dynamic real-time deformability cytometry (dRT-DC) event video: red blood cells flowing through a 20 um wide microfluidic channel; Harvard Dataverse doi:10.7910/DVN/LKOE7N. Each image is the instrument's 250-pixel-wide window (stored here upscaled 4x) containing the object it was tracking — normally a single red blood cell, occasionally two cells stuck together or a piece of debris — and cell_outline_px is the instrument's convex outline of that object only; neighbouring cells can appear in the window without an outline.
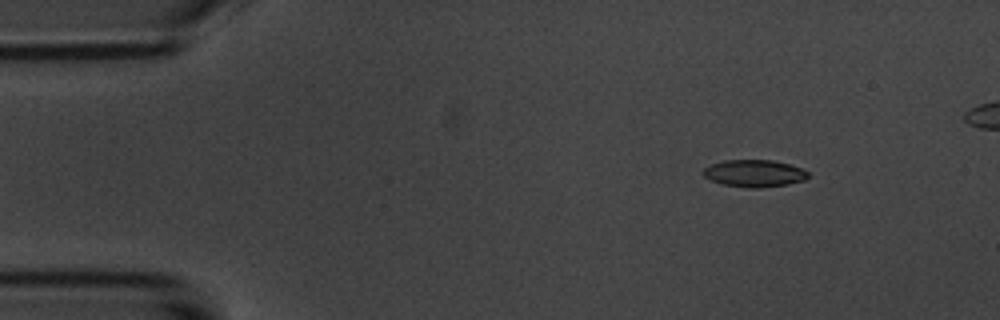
{"species": "common noctule bat (a hibernating species)", "species_latin": "Nyctalus noctula", "temperature_condition": "room temperature", "stored_images_in_passage": 6, "camera_frame_rate_fps": 3000, "um_per_image_px": 0.085, "animal": {"sex": "male", "body_mass_g": 20.1, "forearm_length_mm": 53.5}, "frame": {"image": 1, "passage_image": 1, "time_ms": 0.0, "image_size_px": [1000, 320], "cell_outline_px": [[808, 176], [804, 180], [788, 184], [760, 188], [752, 188], [724, 184], [712, 180], [704, 176], [700, 172], [704, 168], [712, 164], [724, 160], [772, 160], [788, 164], [800, 168], [808, 172]], "centroid_in_image_um": [64.1, 14.73], "position_along_channel_um": 20.9, "area_um2": 16.42}}
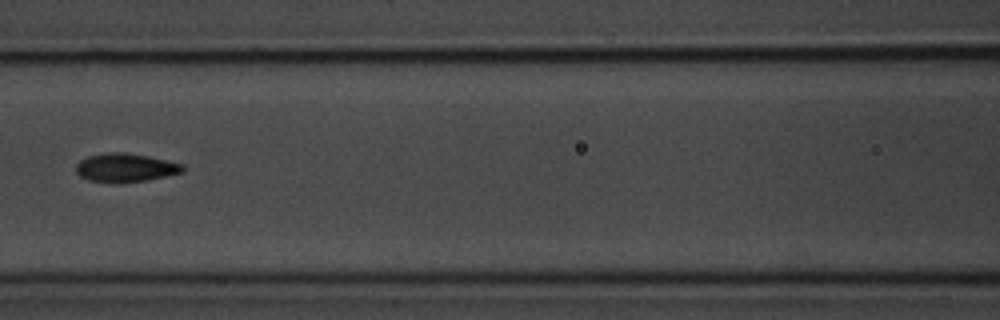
{"frame": {"image": 2, "passage_image": 6, "time_ms": 5.667, "image_size_px": [1000, 320], "cell_outline_px": [[184, 172], [148, 180], [124, 184], [112, 184], [88, 180], [80, 176], [76, 172], [76, 164], [80, 160], [88, 156], [112, 152], [124, 152], [148, 156], [168, 160], [184, 164]], "centroid_in_image_um": [10.67, 14.28], "position_along_channel_um": 155.9, "area_um2": 18.21}}